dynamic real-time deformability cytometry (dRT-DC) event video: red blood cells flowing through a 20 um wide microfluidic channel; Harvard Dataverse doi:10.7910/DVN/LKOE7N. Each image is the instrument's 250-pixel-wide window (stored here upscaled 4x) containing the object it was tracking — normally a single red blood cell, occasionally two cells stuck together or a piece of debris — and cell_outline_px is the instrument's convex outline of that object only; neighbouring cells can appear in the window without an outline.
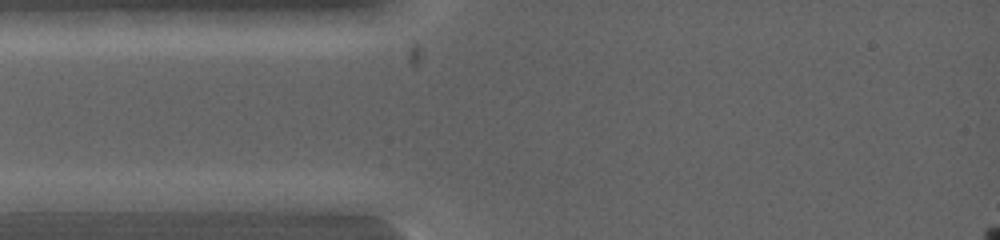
{"species": "common noctule bat (a hibernating species)", "species_latin": "Nyctalus noctula", "temperature_condition": "warm", "stored_images_in_passage": 2, "camera_frame_rate_fps": 5000, "um_per_image_px": 0.085, "animal": {"sex": "female", "body_mass_g": 19.0, "forearm_length_mm": 53.3}, "frame": {"image": 1, "passage_image": 1, "time_ms": 0.0, "image_size_px": [1000, 240], "cell_outline_px": [[108, 200], [100, 212], [92, 216], [20, 212], [12, 200], [20, 192], [100, 192]], "centroid_in_image_um": [5.18, 17.25], "position_along_channel_um": 79.8, "area_um2": 13.87}}